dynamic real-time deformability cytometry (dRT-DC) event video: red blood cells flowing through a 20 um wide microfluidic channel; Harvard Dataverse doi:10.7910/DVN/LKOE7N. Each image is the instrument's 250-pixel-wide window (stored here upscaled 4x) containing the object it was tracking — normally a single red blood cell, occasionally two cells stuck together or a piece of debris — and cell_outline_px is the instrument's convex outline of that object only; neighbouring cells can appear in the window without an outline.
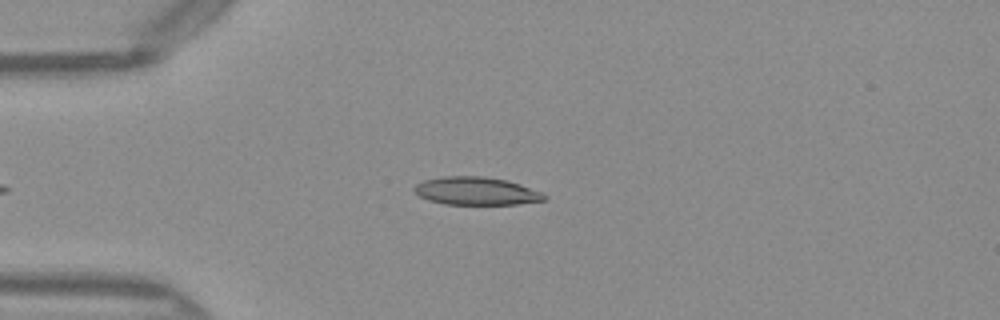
{"species": "Egyptian fruit bat (a non-hibernating species)", "species_latin": "Rousettus aegyptiacus", "temperature_condition": "warm", "stored_images_in_passage": 37, "camera_frame_rate_fps": 3000, "um_per_image_px": 0.085, "frame": {"image": 1, "passage_image": 4, "time_ms": 1.0, "image_size_px": [1000, 320], "cell_outline_px": [[548, 200], [516, 204], [444, 204], [428, 200], [412, 192], [412, 188], [416, 184], [424, 180], [444, 176], [484, 176], [504, 180], [520, 184], [540, 192], [548, 196]], "centroid_in_image_um": [40.45, 16.24], "position_along_channel_um": 44.6, "area_um2": 21.21}}
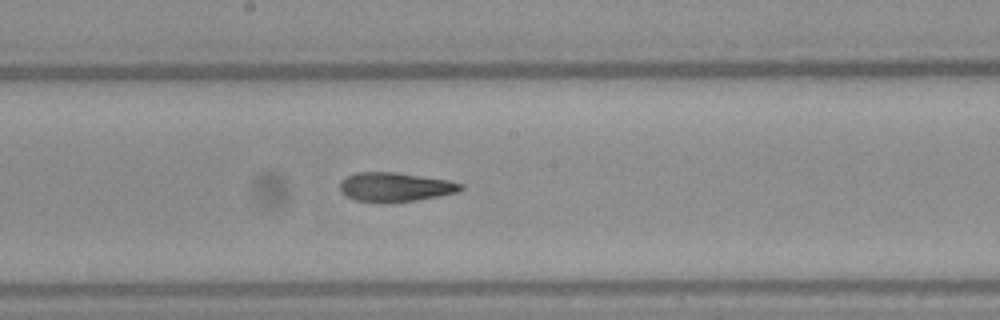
{"frame": {"image": 2, "passage_image": 18, "time_ms": 5.667, "image_size_px": [1000, 320], "cell_outline_px": [[464, 188], [456, 192], [416, 200], [384, 204], [380, 204], [356, 200], [340, 192], [340, 180], [356, 172], [396, 172], [448, 180], [464, 184]], "centroid_in_image_um": [33.55, 15.91], "position_along_channel_um": 214.6, "area_um2": 20.69}}
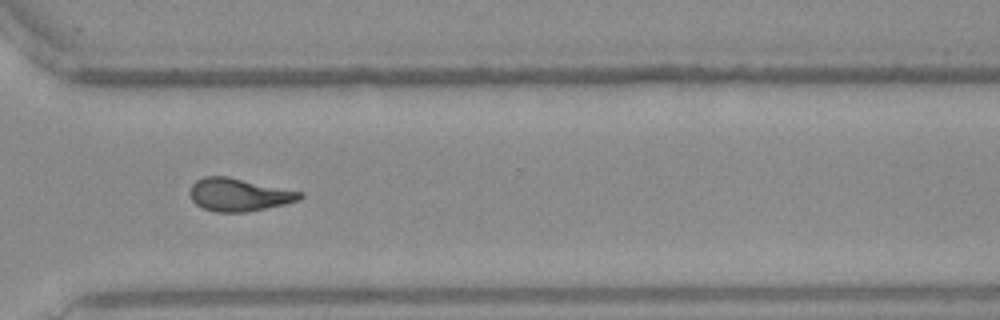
{"frame": {"image": 3, "passage_image": 28, "time_ms": 9.0, "image_size_px": [1000, 320], "cell_outline_px": [[304, 196], [300, 200], [284, 204], [248, 212], [216, 212], [204, 208], [196, 204], [192, 200], [188, 192], [192, 184], [196, 180], [204, 176], [228, 176], [304, 192]], "centroid_in_image_um": [20.31, 16.54], "position_along_channel_um": 350.3, "area_um2": 21.27}, "authors_computed_cell_mechanics": {"area_um2": 21.2126, "velocity_mm_per_s": 4.0714, "shape_relaxation_time_tau1_ms": null, "shape_relaxation_time_tau2_ms": 2.8838, "deformation_change_tau1": null, "deformation_change_tau2": 0.1198}}